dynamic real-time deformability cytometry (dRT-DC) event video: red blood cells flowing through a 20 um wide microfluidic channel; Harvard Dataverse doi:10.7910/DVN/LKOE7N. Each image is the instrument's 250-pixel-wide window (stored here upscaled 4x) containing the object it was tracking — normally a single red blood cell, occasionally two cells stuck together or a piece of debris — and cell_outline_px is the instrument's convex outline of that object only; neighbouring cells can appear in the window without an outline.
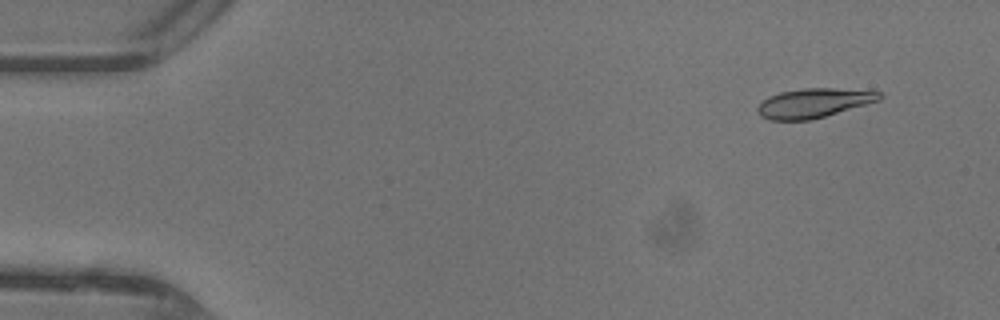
{"species": "common noctule bat (a hibernating species)", "species_latin": "Nyctalus noctula", "temperature_condition": "warm", "stored_images_in_passage": 47, "camera_frame_rate_fps": 3000, "um_per_image_px": 0.085, "animal": {"sex": "female"}, "frame": {"image": 1, "passage_image": 4, "time_ms": 1.0, "image_size_px": [1000, 320], "cell_outline_px": [[884, 96], [880, 100], [812, 120], [768, 120], [760, 116], [756, 108], [768, 96], [780, 92], [804, 88], [832, 88], [880, 92]], "centroid_in_image_um": [69.14, 8.76], "position_along_channel_um": 15.9, "area_um2": 20.75}}
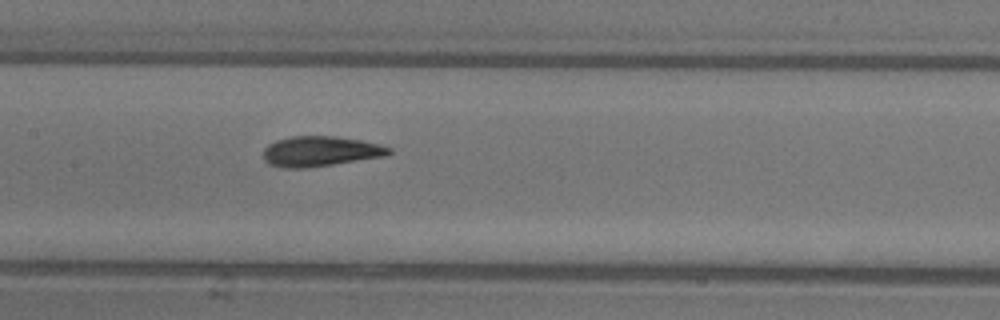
{"frame": {"image": 2, "passage_image": 23, "time_ms": 7.333, "image_size_px": [1000, 320], "cell_outline_px": [[392, 152], [388, 156], [308, 168], [284, 168], [268, 164], [264, 160], [264, 148], [268, 144], [276, 140], [292, 136], [336, 136], [360, 140], [380, 144], [392, 148]], "centroid_in_image_um": [27.25, 12.87], "position_along_channel_um": 180.1, "area_um2": 22.37}}
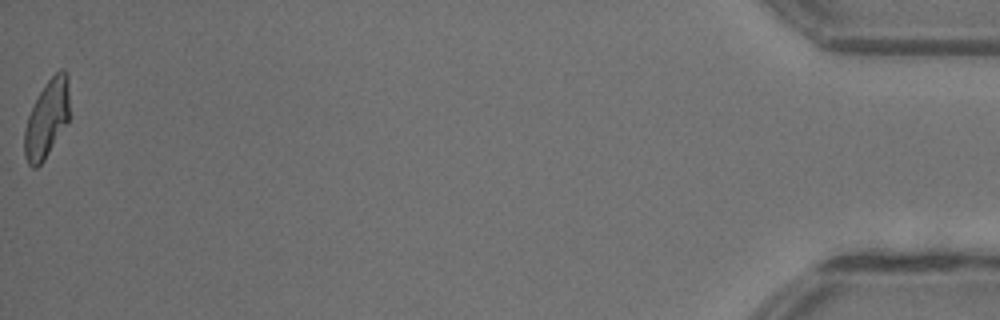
{"frame": {"image": 3, "passage_image": 47, "time_ms": 15.333, "image_size_px": [1000, 320], "cell_outline_px": [[68, 120], [44, 160], [36, 168], [32, 168], [28, 164], [24, 156], [24, 128], [28, 116], [40, 92], [48, 80], [60, 68], [64, 68], [68, 76]], "centroid_in_image_um": [3.96, 10.1], "position_along_channel_um": 431.2, "area_um2": 20.06}, "authors_computed_cell_mechanics": {"area_um2": 21.386, "velocity_mm_per_s": 4.4192, "shape_relaxation_time_tau1_ms": 3.3929, "shape_relaxation_time_tau2_ms": 1.432, "deformation_change_tau1": 0.1902, "deformation_change_tau2": 0.0694}}